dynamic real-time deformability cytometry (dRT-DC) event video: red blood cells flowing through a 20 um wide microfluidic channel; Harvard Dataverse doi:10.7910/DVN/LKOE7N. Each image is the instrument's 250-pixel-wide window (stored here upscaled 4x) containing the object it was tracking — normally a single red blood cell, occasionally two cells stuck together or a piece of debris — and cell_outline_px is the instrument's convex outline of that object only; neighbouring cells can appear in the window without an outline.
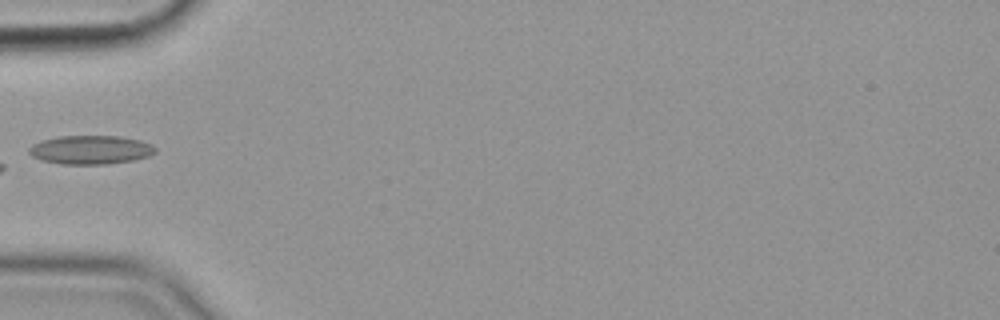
{"species": "common noctule bat (a hibernating species)", "species_latin": "Nyctalus noctula", "temperature_condition": "cold", "stored_images_in_passage": 5, "camera_frame_rate_fps": 3000, "um_per_image_px": 0.085, "animal": {"sex": "female", "body_mass_g": 19.9}, "frame": {"image": 1, "passage_image": 1, "time_ms": 0.0, "image_size_px": [1000, 320], "cell_outline_px": [[156, 152], [148, 156], [132, 160], [104, 164], [64, 164], [40, 160], [32, 156], [28, 152], [28, 148], [32, 144], [44, 140], [60, 136], [120, 136], [140, 140], [152, 144], [156, 148]], "centroid_in_image_um": [7.7, 12.73], "position_along_channel_um": 77.3, "area_um2": 21.1}}